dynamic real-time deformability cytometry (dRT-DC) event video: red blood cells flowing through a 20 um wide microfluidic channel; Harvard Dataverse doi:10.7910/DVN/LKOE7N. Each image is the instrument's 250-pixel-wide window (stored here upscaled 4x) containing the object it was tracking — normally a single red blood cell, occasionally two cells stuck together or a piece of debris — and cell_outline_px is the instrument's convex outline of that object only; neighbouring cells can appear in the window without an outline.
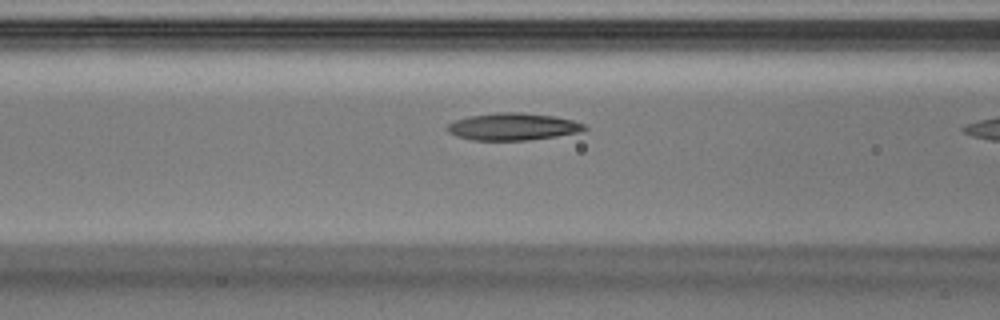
{"species": "Egyptian fruit bat (a non-hibernating species)", "species_latin": "Rousettus aegyptiacus", "temperature_condition": "warm", "stored_images_in_passage": 11, "camera_frame_rate_fps": 3000, "um_per_image_px": 0.085, "animal": {"sex": "male"}, "frame": {"image": 1, "passage_image": 10, "time_ms": 3.0, "image_size_px": [1000, 320], "cell_outline_px": [[588, 128], [580, 132], [556, 136], [528, 140], [472, 140], [456, 136], [448, 132], [444, 128], [448, 124], [456, 120], [468, 116], [496, 112], [520, 112], [552, 116], [572, 120], [584, 124]], "centroid_in_image_um": [43.56, 10.76], "position_along_channel_um": 123.0, "area_um2": 21.73}}